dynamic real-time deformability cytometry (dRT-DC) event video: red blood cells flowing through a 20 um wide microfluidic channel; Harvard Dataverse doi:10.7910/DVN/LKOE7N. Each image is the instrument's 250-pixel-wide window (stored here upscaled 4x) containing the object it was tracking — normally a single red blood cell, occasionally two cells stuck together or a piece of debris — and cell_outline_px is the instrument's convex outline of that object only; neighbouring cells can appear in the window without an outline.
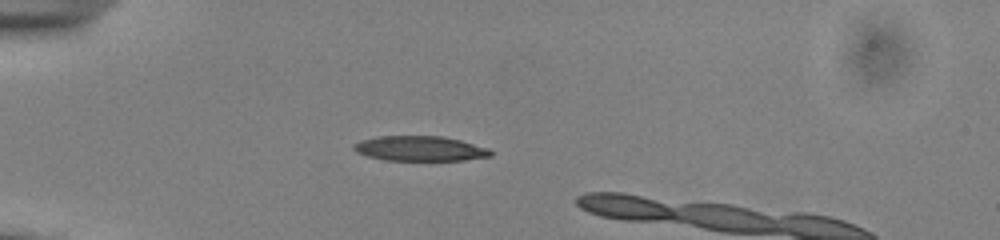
{"species": "common noctule bat (a hibernating species)", "species_latin": "Nyctalus noctula", "temperature_condition": "cold", "stored_images_in_passage": 6, "camera_frame_rate_fps": 3000, "um_per_image_px": 0.085, "animal": {"sex": "male", "body_mass_g": 13.0, "forearm_length_mm": 53.1}, "frame": {"image": 1, "passage_image": 1, "time_ms": 0.0, "image_size_px": [1000, 240], "cell_outline_px": [[492, 156], [464, 160], [384, 160], [368, 156], [356, 152], [352, 148], [352, 144], [360, 140], [380, 136], [440, 136], [460, 140], [488, 148], [492, 152]], "centroid_in_image_um": [35.67, 12.62], "position_along_channel_um": 49.3, "area_um2": 19.88}}